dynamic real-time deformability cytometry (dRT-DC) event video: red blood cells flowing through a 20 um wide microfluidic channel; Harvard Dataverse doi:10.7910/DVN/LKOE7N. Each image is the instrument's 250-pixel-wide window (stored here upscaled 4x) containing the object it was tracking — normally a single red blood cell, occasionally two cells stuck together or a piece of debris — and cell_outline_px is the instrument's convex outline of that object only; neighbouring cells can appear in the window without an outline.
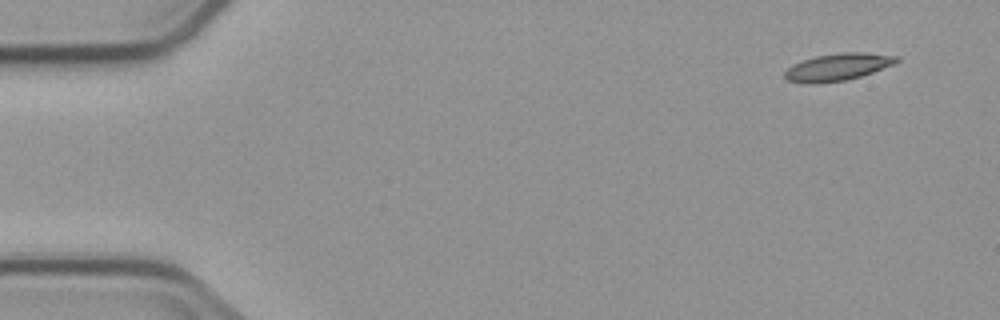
{"species": "common noctule bat (a hibernating species)", "species_latin": "Nyctalus noctula", "temperature_condition": "cold", "stored_images_in_passage": 5, "camera_frame_rate_fps": 3000, "um_per_image_px": 0.085, "animal": {"sex": "male", "body_mass_g": 23.1, "forearm_length_mm": 52.7}, "frame": {"image": 1, "passage_image": 1, "time_ms": 0.0, "image_size_px": [1000, 320], "cell_outline_px": [[900, 60], [896, 64], [848, 80], [816, 84], [808, 84], [788, 80], [784, 76], [784, 72], [792, 64], [816, 56], [844, 52], [864, 52], [900, 56]], "centroid_in_image_um": [71.24, 5.7], "position_along_channel_um": 13.8, "area_um2": 17.86}}